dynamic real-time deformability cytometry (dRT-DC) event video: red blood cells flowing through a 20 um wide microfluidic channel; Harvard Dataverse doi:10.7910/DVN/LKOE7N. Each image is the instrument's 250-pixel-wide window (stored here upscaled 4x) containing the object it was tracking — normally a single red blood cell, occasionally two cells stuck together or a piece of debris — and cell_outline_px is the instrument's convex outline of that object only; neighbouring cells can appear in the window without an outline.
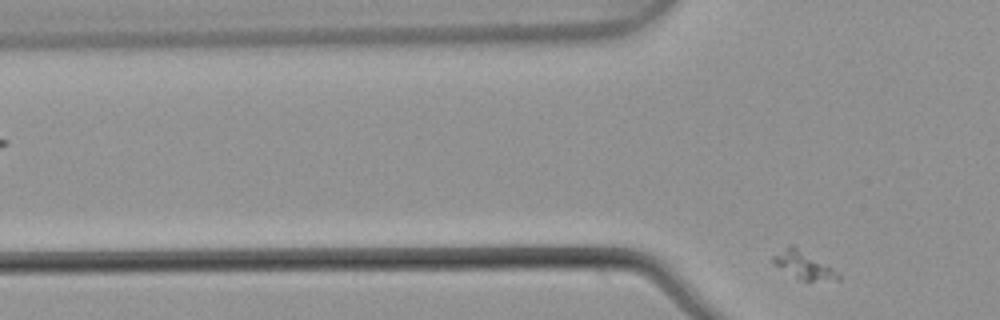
{"species": "common noctule bat (a hibernating species)", "species_latin": "Nyctalus noctula", "temperature_condition": "warm", "stored_images_in_passage": 7, "camera_frame_rate_fps": 3000, "um_per_image_px": 0.085, "animal": {"sex": "male", "body_mass_g": 21.5, "forearm_length_mm": 52.0}, "frame": {"image": 1, "passage_image": 7, "time_ms": 2.0, "image_size_px": [1000, 320], "cell_outline_px": [[840, 280], [796, 280], [772, 264], [772, 256], [788, 244], [792, 244], [832, 268], [840, 276]], "centroid_in_image_um": [68.21, 22.54], "position_along_channel_um": 57.6, "area_um2": 10.52}}